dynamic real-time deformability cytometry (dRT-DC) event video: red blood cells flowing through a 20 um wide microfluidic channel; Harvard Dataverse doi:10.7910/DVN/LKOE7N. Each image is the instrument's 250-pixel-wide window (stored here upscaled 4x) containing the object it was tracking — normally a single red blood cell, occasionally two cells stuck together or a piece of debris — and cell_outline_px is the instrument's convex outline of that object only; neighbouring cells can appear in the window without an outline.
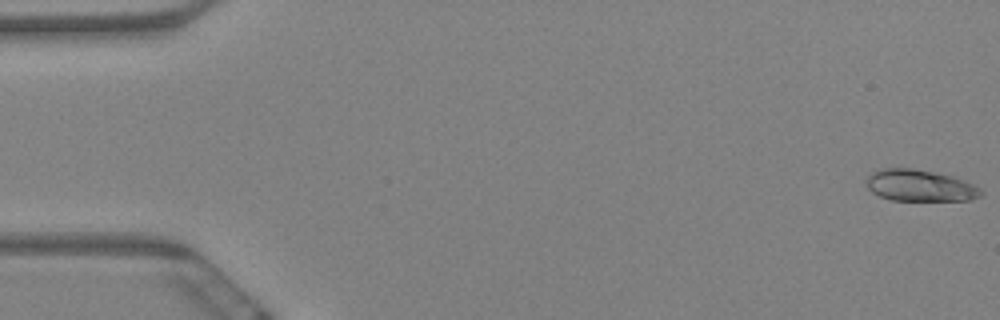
{"species": "Egyptian fruit bat (a non-hibernating species)", "species_latin": "Rousettus aegyptiacus", "temperature_condition": "warm", "stored_images_in_passage": 13, "camera_frame_rate_fps": 3000, "um_per_image_px": 0.085, "animal": {"sex": "female"}, "frame": {"image": 1, "passage_image": 1, "time_ms": 0.0, "image_size_px": [1000, 320], "cell_outline_px": [[984, 192], [980, 196], [972, 200], [892, 200], [880, 196], [872, 192], [868, 188], [864, 180], [872, 172], [880, 168], [912, 168], [952, 176], [972, 184], [980, 188]], "centroid_in_image_um": [78.16, 15.77], "position_along_channel_um": 6.8, "area_um2": 21.04}}
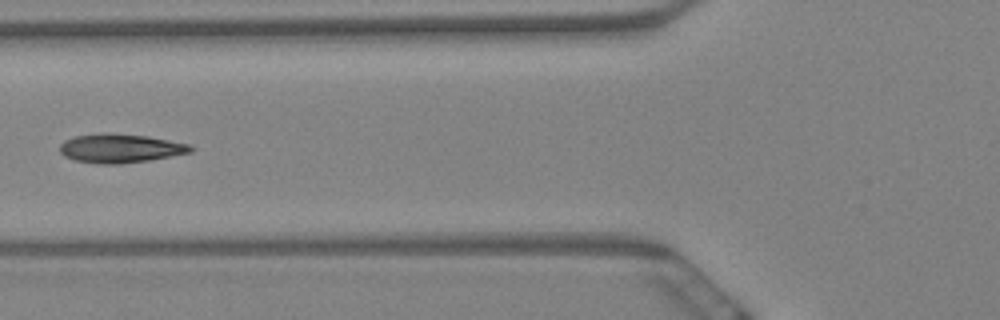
{"frame": {"image": 2, "passage_image": 7, "time_ms": 2.0, "image_size_px": [1000, 320], "cell_outline_px": [[196, 148], [192, 152], [148, 160], [120, 164], [100, 164], [76, 160], [64, 156], [60, 152], [60, 144], [64, 140], [76, 136], [148, 136], [188, 144]], "centroid_in_image_um": [10.26, 12.66], "position_along_channel_um": 115.5, "area_um2": 20.92}}
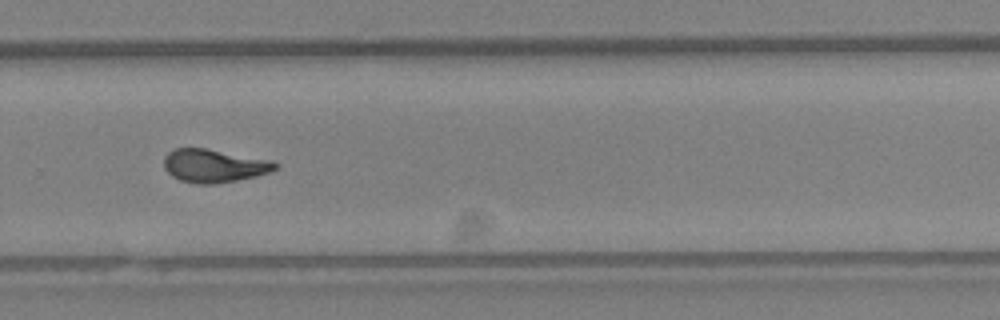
{"frame": {"image": 3, "passage_image": 12, "time_ms": 3.667, "image_size_px": [1000, 320], "cell_outline_px": [[280, 164], [276, 168], [268, 172], [256, 176], [216, 184], [196, 184], [180, 180], [172, 176], [164, 168], [164, 156], [168, 152], [176, 148], [204, 148], [272, 160]], "centroid_in_image_um": [18.18, 14.09], "position_along_channel_um": 311.6, "area_um2": 21.5}}